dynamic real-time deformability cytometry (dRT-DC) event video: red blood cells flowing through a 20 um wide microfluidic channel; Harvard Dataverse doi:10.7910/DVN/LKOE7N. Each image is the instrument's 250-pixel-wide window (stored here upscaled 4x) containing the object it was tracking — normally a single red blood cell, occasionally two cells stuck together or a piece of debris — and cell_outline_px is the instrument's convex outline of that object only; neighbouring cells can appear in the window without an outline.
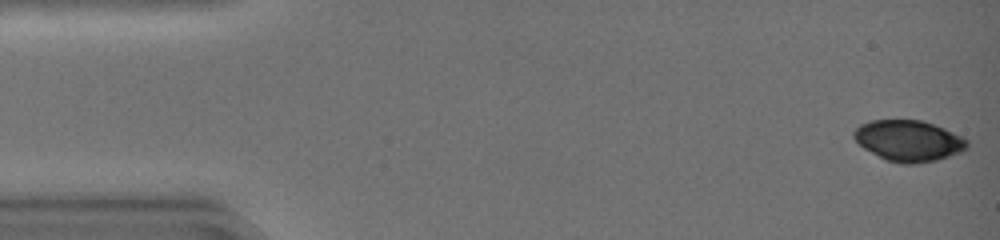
{"species": "common noctule bat (a hibernating species)", "species_latin": "Nyctalus noctula", "temperature_condition": "warm", "stored_images_in_passage": 13, "camera_frame_rate_fps": 3000, "um_per_image_px": 0.085, "animal": {"sex": "female", "body_mass_g": 19.0, "forearm_length_mm": 51.5}, "frame": {"image": 1, "passage_image": 1, "time_ms": 0.0, "image_size_px": [1000, 240], "cell_outline_px": [[968, 148], [960, 152], [936, 160], [888, 160], [864, 148], [852, 136], [852, 132], [860, 124], [872, 120], [920, 120], [944, 128], [968, 140]], "centroid_in_image_um": [77.22, 11.9], "position_along_channel_um": 7.8, "area_um2": 25.89}}
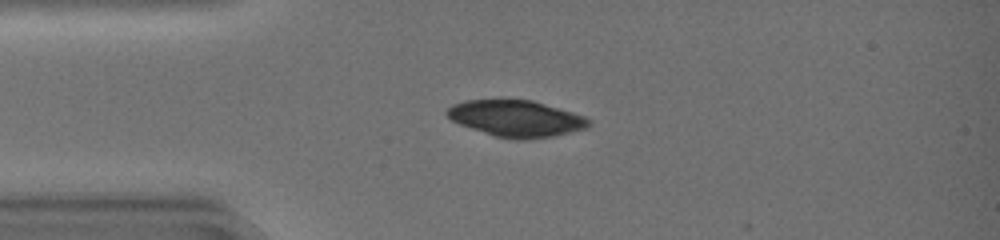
{"frame": {"image": 2, "passage_image": 11, "time_ms": 3.333, "image_size_px": [1000, 240], "cell_outline_px": [[592, 124], [584, 128], [548, 136], [496, 136], [460, 124], [452, 120], [444, 112], [452, 104], [464, 100], [500, 96], [508, 96], [532, 100], [560, 108], [584, 116], [592, 120]], "centroid_in_image_um": [43.79, 9.95], "position_along_channel_um": 41.2, "area_um2": 29.88}}